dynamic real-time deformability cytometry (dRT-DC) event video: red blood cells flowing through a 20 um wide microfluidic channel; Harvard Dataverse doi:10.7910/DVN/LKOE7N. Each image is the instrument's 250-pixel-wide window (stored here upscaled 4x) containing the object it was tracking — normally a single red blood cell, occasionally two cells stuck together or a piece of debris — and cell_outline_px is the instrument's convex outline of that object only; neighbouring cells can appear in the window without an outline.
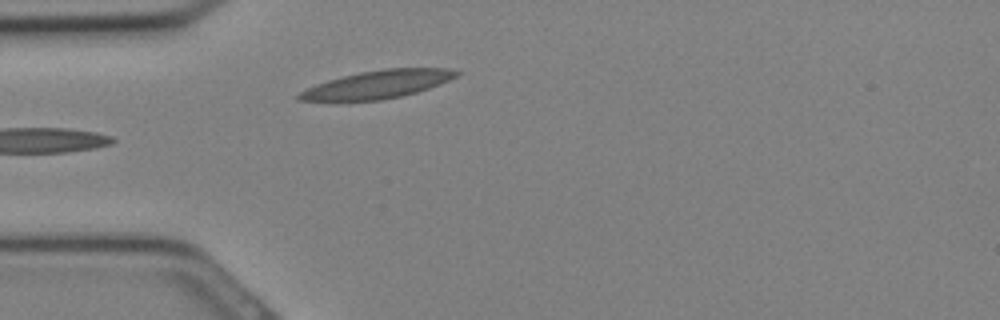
{"species": "Egyptian fruit bat (a non-hibernating species)", "species_latin": "Rousettus aegyptiacus", "temperature_condition": "cold", "stored_images_in_passage": 23, "camera_frame_rate_fps": 3000, "um_per_image_px": 0.085, "animal": {"sex": "female"}, "frame": {"image": 1, "passage_image": 1, "time_ms": 0.0, "image_size_px": [1000, 320], "cell_outline_px": [[464, 72], [440, 84], [416, 92], [400, 96], [380, 100], [336, 104], [332, 104], [296, 100], [296, 96], [300, 92], [316, 84], [328, 80], [360, 72], [384, 68], [448, 68]], "centroid_in_image_um": [31.97, 7.23], "position_along_channel_um": 53.0, "area_um2": 26.53}}
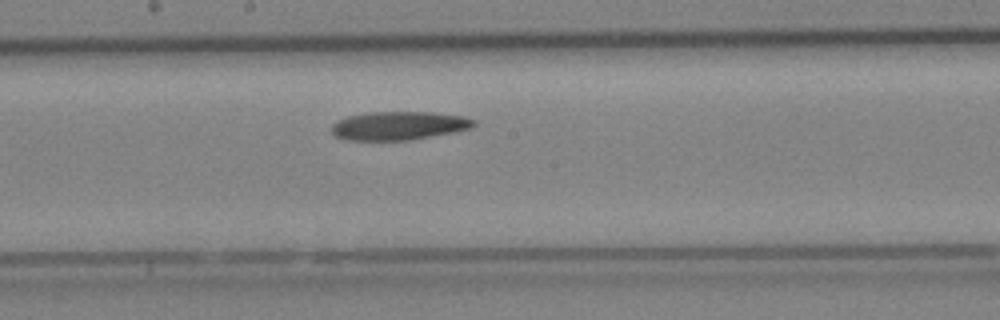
{"frame": {"image": 2, "passage_image": 9, "time_ms": 2.667, "image_size_px": [1000, 320], "cell_outline_px": [[476, 124], [472, 128], [452, 132], [408, 140], [344, 140], [336, 136], [332, 132], [332, 124], [336, 120], [348, 116], [368, 112], [432, 112], [468, 116], [476, 120]], "centroid_in_image_um": [33.91, 10.67], "position_along_channel_um": 214.3, "area_um2": 23.76}}
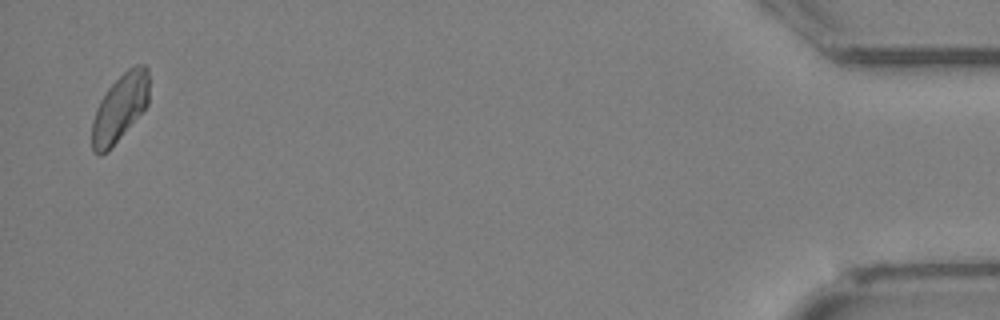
{"frame": {"image": 3, "passage_image": 23, "time_ms": 7.333, "image_size_px": [1000, 320], "cell_outline_px": [[148, 104], [108, 152], [100, 156], [92, 152], [92, 120], [96, 108], [100, 100], [108, 88], [128, 68], [136, 64], [144, 64], [148, 68]], "centroid_in_image_um": [10.17, 9.18], "position_along_channel_um": 425.0, "area_um2": 22.37}}